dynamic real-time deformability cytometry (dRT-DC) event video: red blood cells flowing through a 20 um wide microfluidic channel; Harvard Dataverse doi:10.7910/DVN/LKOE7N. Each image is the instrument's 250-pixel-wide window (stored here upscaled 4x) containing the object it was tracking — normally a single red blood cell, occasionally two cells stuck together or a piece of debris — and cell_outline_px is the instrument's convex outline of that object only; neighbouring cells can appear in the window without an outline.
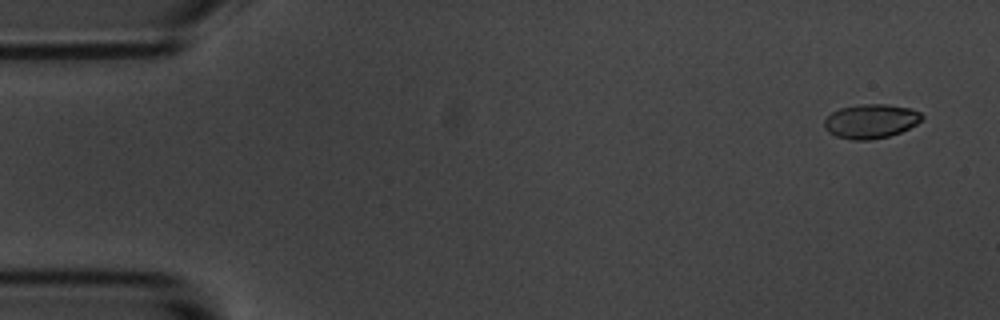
{"species": "common noctule bat (a hibernating species)", "species_latin": "Nyctalus noctula", "temperature_condition": "room temperature", "stored_images_in_passage": 4, "camera_frame_rate_fps": 3000, "um_per_image_px": 0.085, "animal": {"sex": "male", "body_mass_g": 20.1, "forearm_length_mm": 53.5}, "frame": {"image": 1, "passage_image": 1, "time_ms": 0.0, "image_size_px": [1000, 320], "cell_outline_px": [[924, 116], [916, 124], [900, 132], [888, 136], [868, 140], [852, 140], [836, 136], [828, 132], [824, 128], [824, 120], [832, 112], [840, 108], [864, 104], [888, 104], [912, 108], [920, 112]], "centroid_in_image_um": [74.01, 10.3], "position_along_channel_um": 11.0, "area_um2": 19.42}}
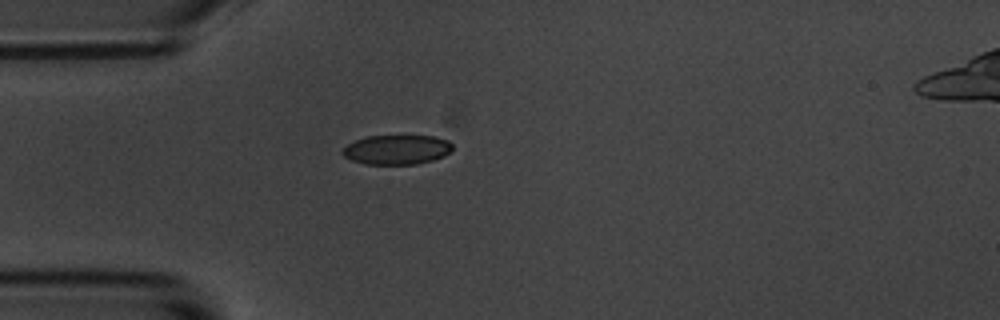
{"frame": {"image": 2, "passage_image": 4, "time_ms": 4.333, "image_size_px": [1000, 320], "cell_outline_px": [[452, 148], [444, 156], [432, 160], [416, 164], [364, 164], [352, 160], [344, 156], [340, 152], [348, 144], [356, 140], [368, 136], [436, 136], [448, 140], [452, 144]], "centroid_in_image_um": [33.72, 12.72], "position_along_channel_um": 51.3, "area_um2": 18.84}}